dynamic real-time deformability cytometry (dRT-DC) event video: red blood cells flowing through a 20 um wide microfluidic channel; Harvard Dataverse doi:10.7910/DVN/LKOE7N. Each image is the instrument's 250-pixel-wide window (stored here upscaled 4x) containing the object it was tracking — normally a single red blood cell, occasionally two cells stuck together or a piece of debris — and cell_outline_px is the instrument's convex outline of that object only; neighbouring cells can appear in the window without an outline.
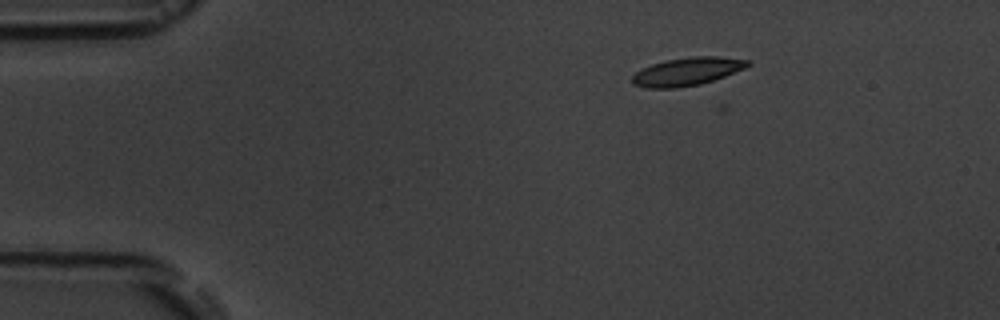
{"species": "common noctule bat (a hibernating species)", "species_latin": "Nyctalus noctula", "temperature_condition": "room temperature", "stored_images_in_passage": 15, "camera_frame_rate_fps": 3000, "um_per_image_px": 0.085, "animal": {"sex": "male", "body_mass_g": 19.5, "forearm_length_mm": 54.6}, "frame": {"image": 1, "passage_image": 3, "time_ms": 2.333, "image_size_px": [1000, 320], "cell_outline_px": [[752, 64], [744, 68], [724, 76], [700, 84], [676, 88], [648, 88], [632, 84], [632, 76], [640, 68], [652, 64], [668, 60], [692, 56], [720, 56], [752, 60]], "centroid_in_image_um": [58.41, 6.07], "position_along_channel_um": 26.6, "area_um2": 18.9}}
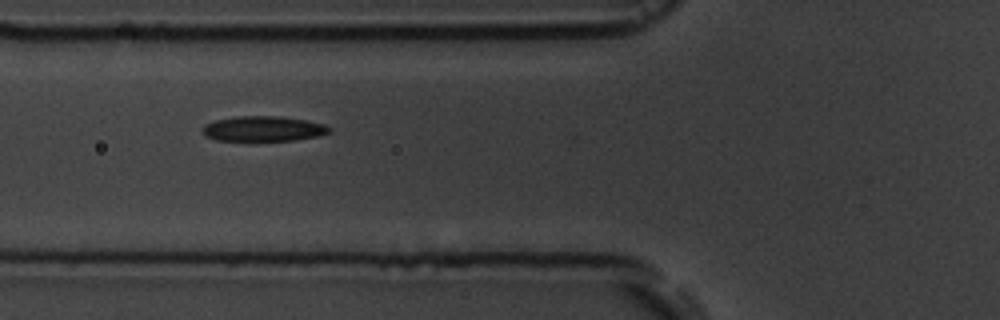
{"frame": {"image": 2, "passage_image": 6, "time_ms": 6.333, "image_size_px": [1000, 320], "cell_outline_px": [[332, 128], [328, 132], [320, 136], [296, 140], [216, 140], [204, 136], [200, 128], [204, 124], [216, 120], [236, 116], [280, 116], [308, 120], [324, 124]], "centroid_in_image_um": [22.37, 10.93], "position_along_channel_um": 103.4, "area_um2": 18.73}}
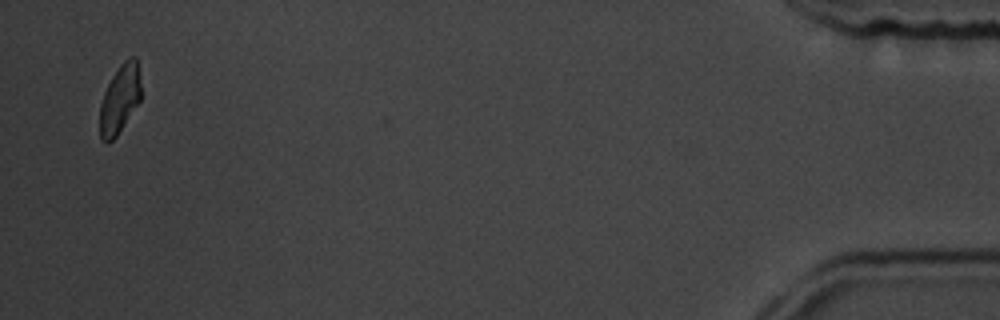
{"frame": {"image": 3, "passage_image": 15, "time_ms": 17.667, "image_size_px": [1000, 320], "cell_outline_px": [[140, 100], [116, 136], [108, 144], [100, 140], [100, 104], [104, 92], [112, 76], [120, 64], [128, 56], [136, 56], [140, 84]], "centroid_in_image_um": [10.16, 8.42], "position_along_channel_um": 425.0, "area_um2": 16.3}, "authors_computed_cell_mechanics": {"area_um2": 18.6694, "velocity_mm_per_s": 3.6064, "shape_relaxation_time_tau1_ms": 2.9102, "shape_relaxation_time_tau2_ms": 6.963, "deformation_change_tau1": 0.1058, "deformation_change_tau2": 0.0991}}